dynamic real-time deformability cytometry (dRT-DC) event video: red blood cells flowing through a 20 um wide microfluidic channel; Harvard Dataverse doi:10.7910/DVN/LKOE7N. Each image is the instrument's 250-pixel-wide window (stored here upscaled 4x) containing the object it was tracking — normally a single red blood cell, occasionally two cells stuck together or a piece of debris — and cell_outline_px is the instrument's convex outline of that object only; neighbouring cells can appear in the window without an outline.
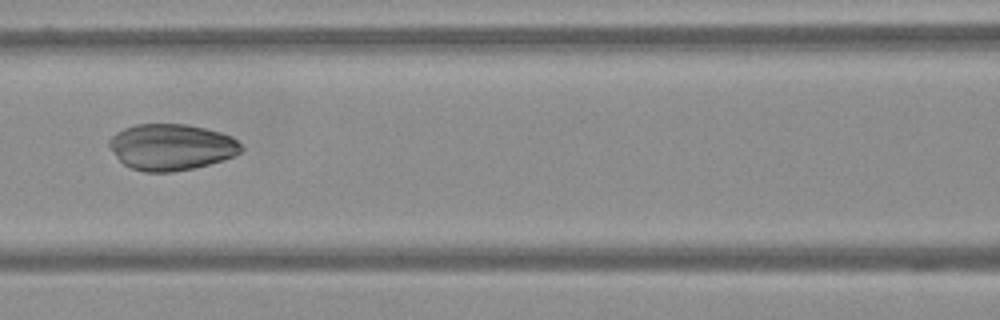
{"species": "Egyptian fruit bat (a non-hibernating species)", "species_latin": "Rousettus aegyptiacus", "temperature_condition": "warm", "stored_images_in_passage": 61, "camera_frame_rate_fps": 3000, "um_per_image_px": 0.085, "frame": {"image": 1, "passage_image": 28, "time_ms": 9.0, "image_size_px": [1000, 320], "cell_outline_px": [[244, 148], [240, 152], [232, 156], [208, 164], [192, 168], [172, 172], [144, 172], [132, 168], [124, 164], [116, 156], [108, 144], [108, 140], [116, 132], [124, 128], [136, 124], [188, 124], [220, 132], [232, 136]], "centroid_in_image_um": [14.54, 12.49], "position_along_channel_um": 152.1, "area_um2": 35.37}}
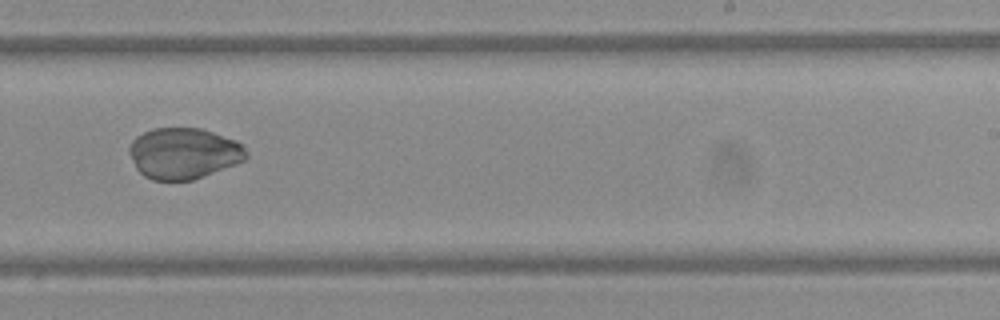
{"frame": {"image": 2, "passage_image": 39, "time_ms": 12.667, "image_size_px": [1000, 320], "cell_outline_px": [[248, 156], [244, 160], [236, 164], [192, 180], [152, 180], [144, 176], [136, 168], [128, 152], [128, 148], [132, 140], [136, 136], [152, 128], [200, 128], [236, 140], [244, 144], [248, 152]], "centroid_in_image_um": [15.61, 13.03], "position_along_channel_um": 273.4, "area_um2": 34.97}}
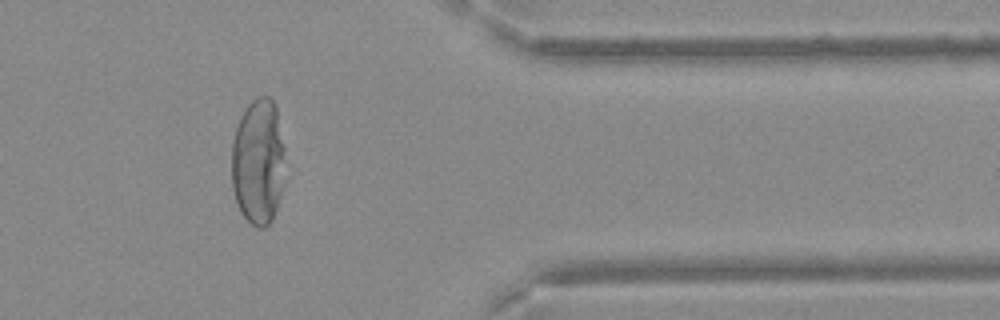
{"frame": {"image": 3, "passage_image": 51, "time_ms": 16.667, "image_size_px": [1000, 320], "cell_outline_px": [[284, 184], [272, 220], [264, 228], [256, 228], [240, 212], [232, 188], [232, 140], [236, 128], [248, 104], [256, 96], [268, 96], [276, 104], [284, 148]], "centroid_in_image_um": [21.96, 13.75], "position_along_channel_um": 389.4, "area_um2": 39.54}}